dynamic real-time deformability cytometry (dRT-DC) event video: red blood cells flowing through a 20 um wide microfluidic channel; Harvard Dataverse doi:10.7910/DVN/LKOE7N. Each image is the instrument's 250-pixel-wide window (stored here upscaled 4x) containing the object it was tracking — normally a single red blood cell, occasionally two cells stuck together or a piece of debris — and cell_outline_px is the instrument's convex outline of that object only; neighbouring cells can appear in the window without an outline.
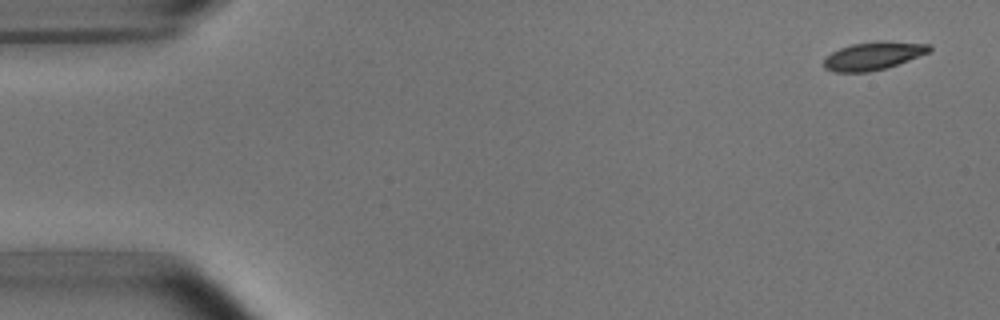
{"species": "common noctule bat (a hibernating species)", "species_latin": "Nyctalus noctula", "temperature_condition": "room temperature", "stored_images_in_passage": 5, "camera_frame_rate_fps": 3000, "um_per_image_px": 0.085, "animal": {"sex": "male", "body_mass_g": 15.6}, "frame": {"image": 1, "passage_image": 1, "time_ms": 0.0, "image_size_px": [1000, 320], "cell_outline_px": [[932, 48], [928, 52], [908, 60], [884, 68], [868, 72], [832, 72], [824, 68], [824, 60], [832, 52], [840, 48], [852, 44], [880, 40], [884, 40], [928, 44]], "centroid_in_image_um": [74.2, 4.74], "position_along_channel_um": 10.8, "area_um2": 17.05}}
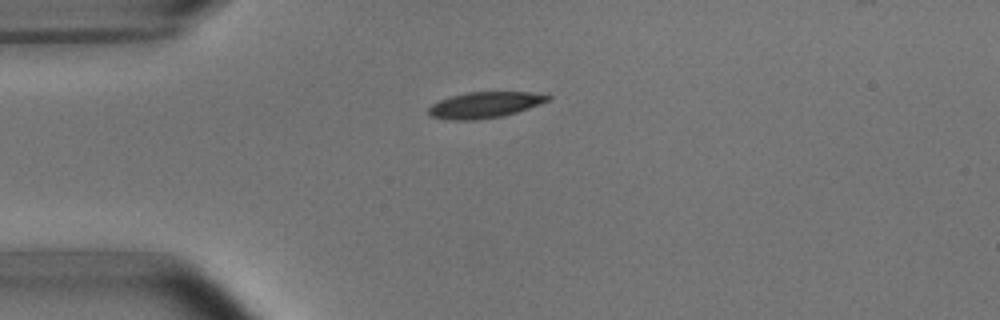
{"frame": {"image": 2, "passage_image": 4, "time_ms": 3.667, "image_size_px": [1000, 320], "cell_outline_px": [[552, 96], [548, 100], [528, 108], [504, 116], [476, 120], [452, 120], [428, 116], [428, 108], [432, 104], [440, 100], [452, 96], [468, 92], [532, 92]], "centroid_in_image_um": [41.16, 8.92], "position_along_channel_um": 43.8, "area_um2": 17.98}}